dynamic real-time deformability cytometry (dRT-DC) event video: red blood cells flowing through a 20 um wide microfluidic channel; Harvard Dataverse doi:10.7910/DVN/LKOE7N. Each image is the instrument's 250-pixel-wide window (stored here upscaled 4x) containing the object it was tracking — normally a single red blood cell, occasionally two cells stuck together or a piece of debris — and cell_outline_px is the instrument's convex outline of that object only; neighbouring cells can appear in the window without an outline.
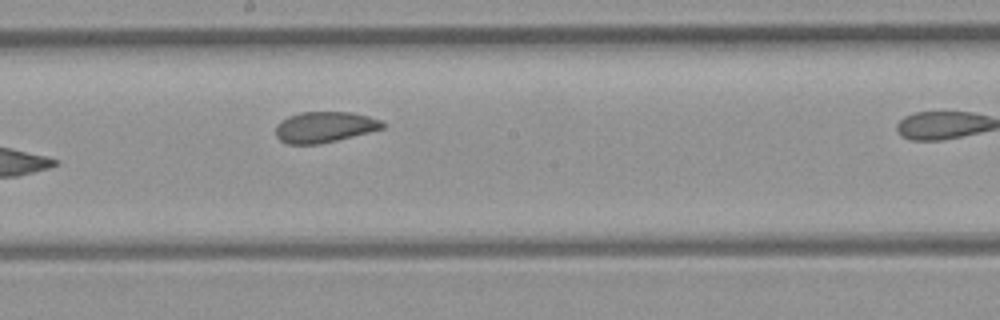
{"species": "common noctule bat (a hibernating species)", "species_latin": "Nyctalus noctula", "temperature_condition": "room temperature", "stored_images_in_passage": 9, "segment_of_instrument_passage": [1, 2], "camera_frame_rate_fps": 3000, "um_per_image_px": 0.085, "animal": {"sex": "female", "body_mass_g": 21.9}, "frame": {"image": 1, "passage_image": 8, "time_ms": 9.0, "image_size_px": [1000, 320], "cell_outline_px": [[384, 128], [320, 144], [288, 144], [280, 140], [276, 136], [276, 124], [280, 120], [288, 116], [300, 112], [352, 112], [368, 116], [380, 120], [384, 124]], "centroid_in_image_um": [27.54, 10.79], "position_along_channel_um": 220.7, "area_um2": 19.13}}